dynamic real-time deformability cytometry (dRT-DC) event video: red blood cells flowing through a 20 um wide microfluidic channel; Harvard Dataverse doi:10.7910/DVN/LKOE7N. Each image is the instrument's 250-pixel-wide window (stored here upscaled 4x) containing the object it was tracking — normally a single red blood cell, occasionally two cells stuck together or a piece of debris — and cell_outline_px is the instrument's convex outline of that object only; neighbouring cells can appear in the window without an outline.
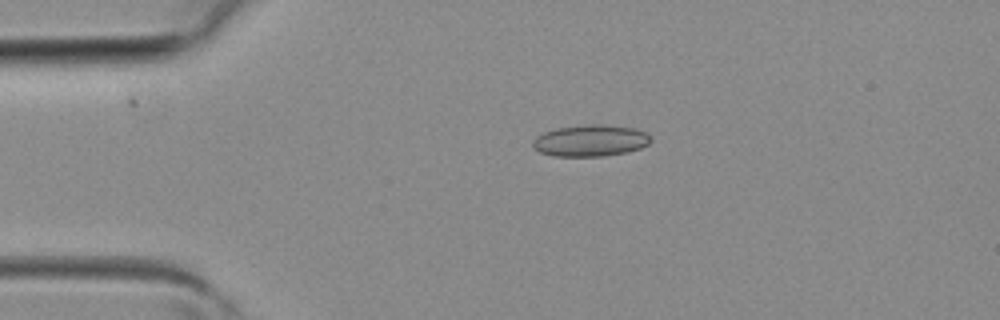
{"species": "common noctule bat (a hibernating species)", "species_latin": "Nyctalus noctula", "temperature_condition": "room temperature", "stored_images_in_passage": 1, "camera_frame_rate_fps": 3000, "um_per_image_px": 0.085, "animal": {"sex": "female", "body_mass_g": 19.3, "forearm_length_mm": 54.1}, "frame": {"image": 1, "passage_image": 1, "time_ms": 0.0, "image_size_px": [1000, 320], "cell_outline_px": [[652, 140], [648, 144], [640, 148], [628, 152], [604, 156], [552, 156], [540, 152], [532, 148], [532, 140], [536, 136], [544, 132], [556, 128], [588, 124], [604, 124], [636, 128], [644, 132]], "centroid_in_image_um": [50.16, 11.95], "position_along_channel_um": 34.8, "area_um2": 21.91}}